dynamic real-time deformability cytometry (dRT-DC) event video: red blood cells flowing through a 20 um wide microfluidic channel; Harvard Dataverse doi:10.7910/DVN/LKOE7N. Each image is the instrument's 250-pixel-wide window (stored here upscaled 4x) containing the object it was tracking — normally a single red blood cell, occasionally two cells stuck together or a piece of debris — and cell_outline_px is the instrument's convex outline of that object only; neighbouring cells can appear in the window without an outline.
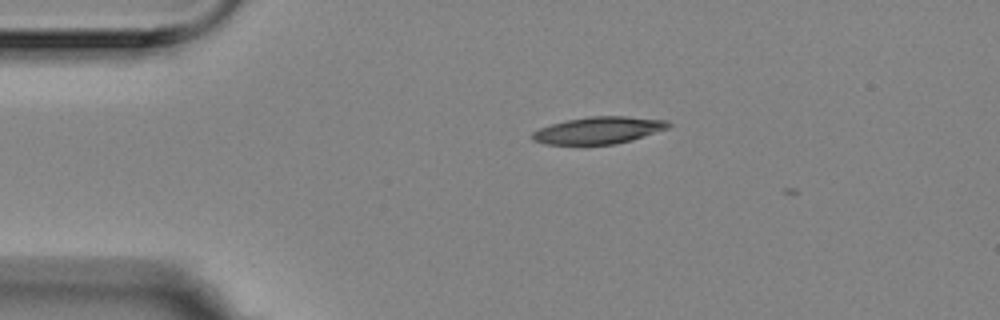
{"species": "Egyptian fruit bat (a non-hibernating species)", "species_latin": "Rousettus aegyptiacus", "temperature_condition": "room temperature", "stored_images_in_passage": 3, "camera_frame_rate_fps": 3000, "um_per_image_px": 0.085, "animal": {"sex": "female"}, "frame": {"image": 1, "passage_image": 1, "time_ms": 0.0, "image_size_px": [1000, 320], "cell_outline_px": [[672, 124], [668, 128], [632, 140], [616, 144], [544, 144], [532, 140], [532, 132], [540, 128], [552, 124], [568, 120], [588, 116], [628, 116], [668, 120]], "centroid_in_image_um": [50.91, 11.07], "position_along_channel_um": 34.1, "area_um2": 21.39}}